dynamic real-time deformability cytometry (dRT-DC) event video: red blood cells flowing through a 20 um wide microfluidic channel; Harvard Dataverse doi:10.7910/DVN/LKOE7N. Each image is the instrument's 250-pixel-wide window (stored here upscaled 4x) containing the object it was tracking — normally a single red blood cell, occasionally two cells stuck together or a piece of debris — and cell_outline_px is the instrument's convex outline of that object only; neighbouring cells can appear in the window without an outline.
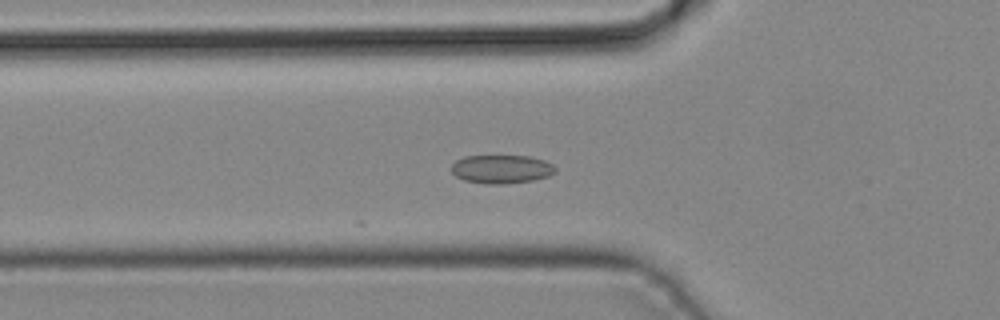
{"species": "common noctule bat (a hibernating species)", "species_latin": "Nyctalus noctula", "temperature_condition": "cold", "stored_images_in_passage": 43, "camera_frame_rate_fps": 3000, "um_per_image_px": 0.085, "animal": {"sex": "male", "body_mass_g": 19.2, "forearm_length_mm": 51.8}, "frame": {"image": 1, "passage_image": 14, "time_ms": 4.333, "image_size_px": [1000, 320], "cell_outline_px": [[556, 172], [548, 176], [532, 180], [500, 184], [484, 184], [464, 180], [456, 176], [452, 172], [452, 164], [456, 160], [464, 156], [528, 156], [544, 160], [552, 164], [556, 168]], "centroid_in_image_um": [42.61, 14.37], "position_along_channel_um": 83.2, "area_um2": 17.22}}
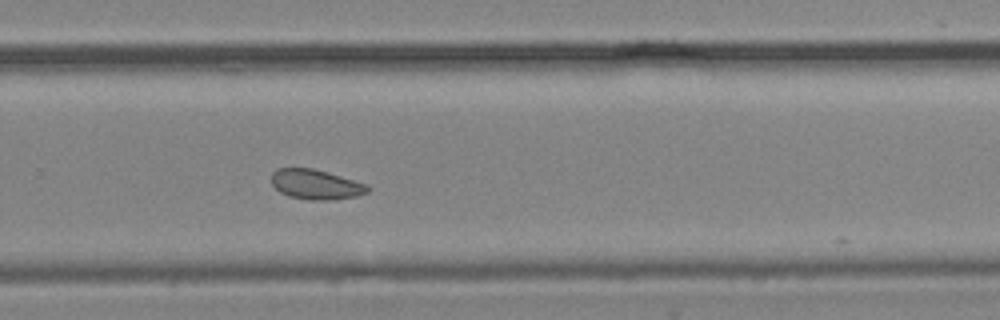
{"frame": {"image": 2, "passage_image": 28, "time_ms": 9.0, "image_size_px": [1000, 320], "cell_outline_px": [[372, 188], [368, 192], [356, 196], [332, 200], [312, 200], [288, 196], [280, 192], [272, 184], [272, 172], [276, 168], [312, 168], [328, 172], [368, 184]], "centroid_in_image_um": [26.87, 15.67], "position_along_channel_um": 302.9, "area_um2": 16.88}}
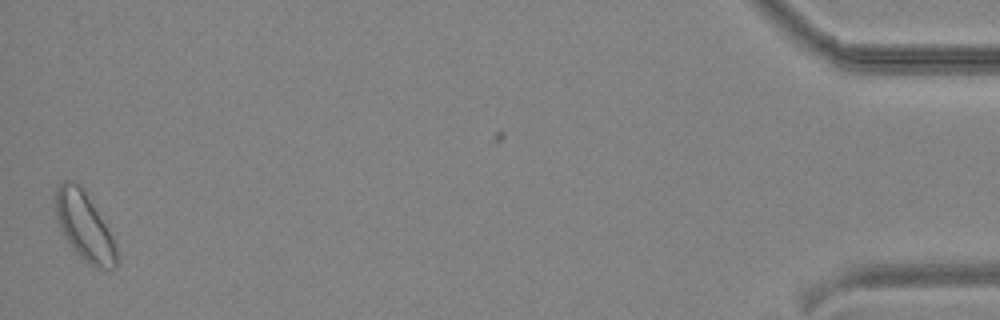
{"frame": {"image": 3, "passage_image": 42, "time_ms": 13.667, "image_size_px": [1000, 320], "cell_outline_px": [[120, 260], [116, 268], [96, 268], [88, 264], [76, 252], [64, 236], [56, 220], [52, 200], [56, 188], [64, 180], [72, 180], [84, 188], [112, 236], [116, 244]], "centroid_in_image_um": [7.16, 19.22], "position_along_channel_um": 428.0, "area_um2": 24.8}}